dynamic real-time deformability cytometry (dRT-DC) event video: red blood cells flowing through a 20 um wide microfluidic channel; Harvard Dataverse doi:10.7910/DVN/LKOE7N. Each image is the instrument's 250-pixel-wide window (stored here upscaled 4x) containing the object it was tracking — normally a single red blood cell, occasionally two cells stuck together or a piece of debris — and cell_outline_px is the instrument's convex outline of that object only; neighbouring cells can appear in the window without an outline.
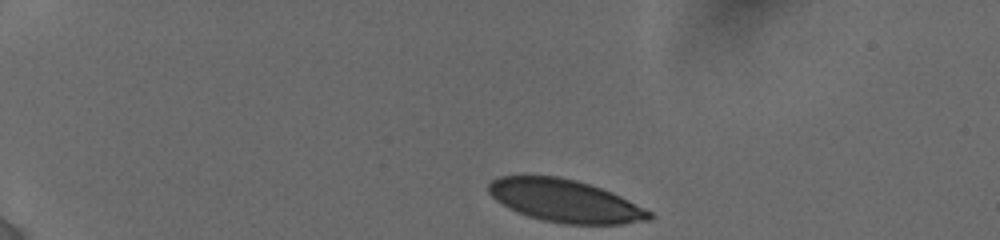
{"species": "human", "species_latin": "Homo sapiens", "temperature_condition": "cold", "stored_images_in_passage": 7, "camera_frame_rate_fps": 3000, "um_per_image_px": 0.085, "donor": {"sex": "female"}, "frame": {"image": 1, "passage_image": 1, "time_ms": 0.0, "image_size_px": [1000, 240], "cell_outline_px": [[652, 220], [620, 224], [564, 224], [544, 220], [528, 216], [516, 212], [508, 208], [496, 200], [488, 192], [488, 184], [492, 180], [500, 176], [560, 176], [576, 180], [612, 192], [652, 212]], "centroid_in_image_um": [48.02, 17.08], "position_along_channel_um": 37.0, "area_um2": 39.77}}